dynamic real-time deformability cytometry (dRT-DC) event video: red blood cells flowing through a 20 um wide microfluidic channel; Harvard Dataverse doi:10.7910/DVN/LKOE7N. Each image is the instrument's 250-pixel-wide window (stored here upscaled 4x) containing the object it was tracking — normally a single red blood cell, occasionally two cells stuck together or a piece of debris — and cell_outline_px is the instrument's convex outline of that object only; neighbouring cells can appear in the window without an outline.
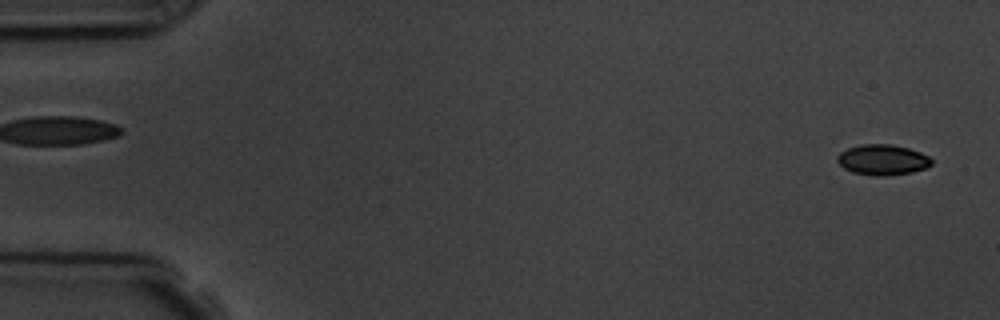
{"species": "common noctule bat (a hibernating species)", "species_latin": "Nyctalus noctula", "temperature_condition": "room temperature", "stored_images_in_passage": 4, "segment_of_instrument_passage": [2, 2], "camera_frame_rate_fps": 3000, "um_per_image_px": 0.085, "animal": {"sex": "male", "body_mass_g": 19.5, "forearm_length_mm": 54.6}, "frame": {"image": 1, "passage_image": 4, "time_ms": 3.333, "image_size_px": [1000, 320], "cell_outline_px": [[932, 164], [928, 168], [912, 172], [884, 176], [876, 176], [852, 172], [844, 168], [836, 160], [836, 156], [840, 152], [848, 148], [860, 144], [892, 144], [908, 148], [920, 152], [928, 156], [932, 160]], "centroid_in_image_um": [75.02, 13.58], "position_along_channel_um": 10.0, "area_um2": 16.88}}